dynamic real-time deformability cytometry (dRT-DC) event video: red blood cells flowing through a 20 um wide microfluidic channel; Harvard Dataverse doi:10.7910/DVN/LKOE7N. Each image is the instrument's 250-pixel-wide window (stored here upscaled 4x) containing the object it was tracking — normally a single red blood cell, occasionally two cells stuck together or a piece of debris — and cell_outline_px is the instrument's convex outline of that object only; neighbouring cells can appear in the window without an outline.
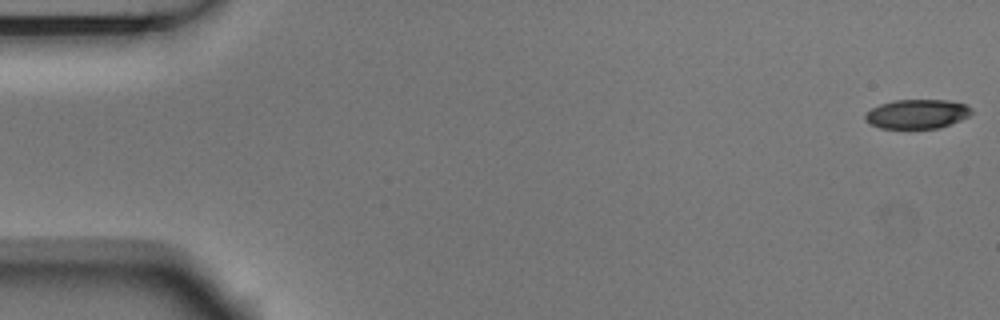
{"species": "Egyptian fruit bat (a non-hibernating species)", "species_latin": "Rousettus aegyptiacus", "temperature_condition": "room temperature", "stored_images_in_passage": 5, "camera_frame_rate_fps": 3000, "um_per_image_px": 0.085, "animal": {"sex": "male"}, "frame": {"image": 1, "passage_image": 1, "time_ms": 0.0, "image_size_px": [1000, 320], "cell_outline_px": [[972, 112], [968, 116], [960, 120], [940, 128], [880, 128], [864, 120], [864, 116], [872, 108], [880, 104], [896, 100], [948, 100], [964, 104], [972, 108]], "centroid_in_image_um": [77.96, 9.69], "position_along_channel_um": 7.0, "area_um2": 17.98}}
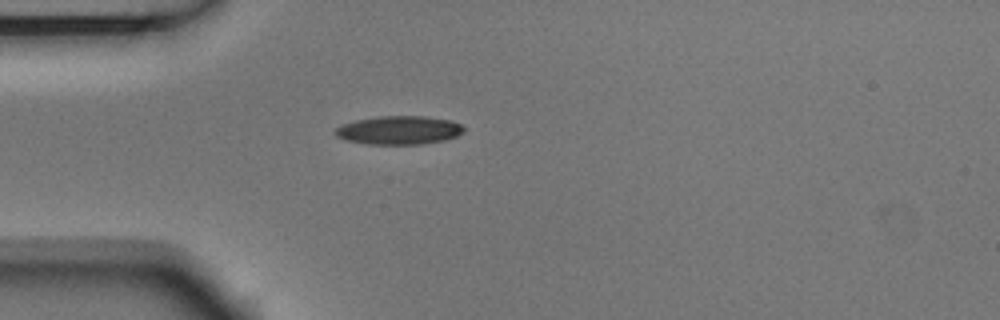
{"frame": {"image": 2, "passage_image": 5, "time_ms": 1.333, "image_size_px": [1000, 320], "cell_outline_px": [[464, 132], [456, 136], [444, 140], [420, 144], [368, 144], [348, 140], [336, 136], [332, 132], [336, 128], [344, 124], [356, 120], [380, 116], [424, 116], [452, 120], [460, 124], [464, 128]], "centroid_in_image_um": [33.93, 11.06], "position_along_channel_um": 51.1, "area_um2": 21.27}}